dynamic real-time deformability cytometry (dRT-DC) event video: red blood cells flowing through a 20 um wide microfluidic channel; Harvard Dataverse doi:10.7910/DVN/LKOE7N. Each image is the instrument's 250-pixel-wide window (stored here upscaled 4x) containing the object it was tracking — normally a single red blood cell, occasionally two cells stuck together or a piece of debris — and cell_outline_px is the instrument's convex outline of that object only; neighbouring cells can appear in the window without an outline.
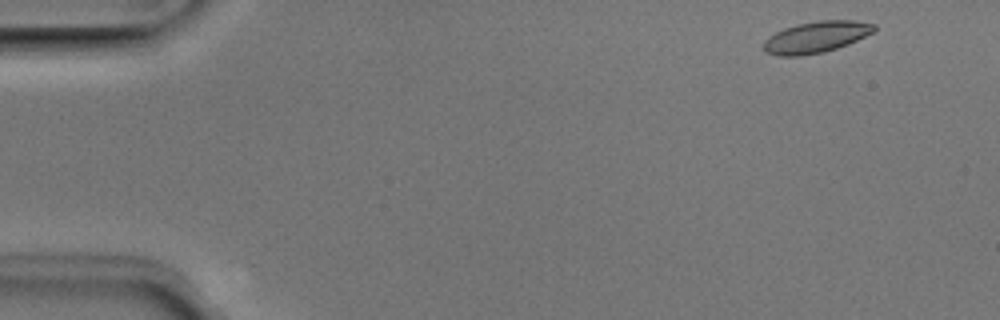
{"species": "Egyptian fruit bat (a non-hibernating species)", "species_latin": "Rousettus aegyptiacus", "temperature_condition": "room temperature", "stored_images_in_passage": 49, "camera_frame_rate_fps": 3000, "um_per_image_px": 0.085, "animal": {"sex": "male"}, "frame": {"image": 1, "passage_image": 2, "time_ms": 0.333, "image_size_px": [1000, 320], "cell_outline_px": [[876, 28], [872, 32], [848, 44], [824, 52], [800, 56], [780, 56], [768, 52], [764, 48], [764, 40], [768, 36], [784, 28], [796, 24], [820, 20], [856, 20], [876, 24]], "centroid_in_image_um": [69.37, 3.14], "position_along_channel_um": 15.6, "area_um2": 20.11}}
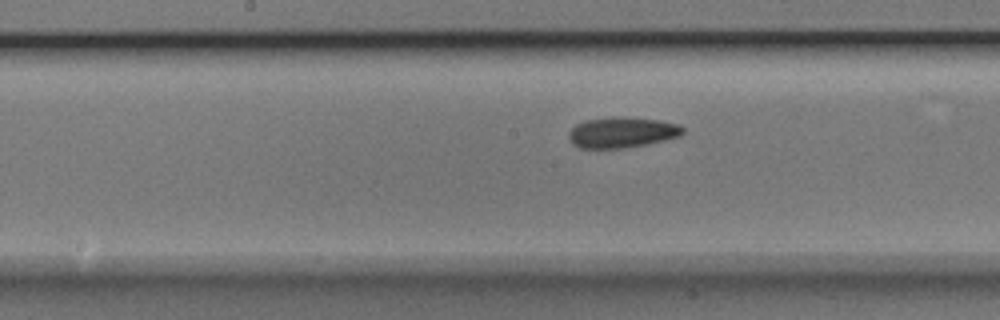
{"frame": {"image": 2, "passage_image": 24, "time_ms": 7.667, "image_size_px": [1000, 320], "cell_outline_px": [[684, 132], [680, 136], [648, 144], [628, 148], [580, 148], [572, 144], [568, 136], [568, 132], [576, 124], [584, 120], [624, 116], [660, 120], [680, 124], [684, 128]], "centroid_in_image_um": [52.88, 11.25], "position_along_channel_um": 195.3, "area_um2": 20.63}}
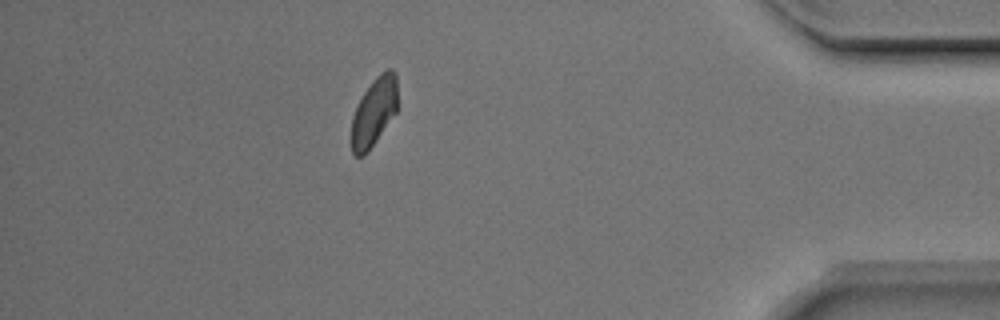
{"frame": {"image": 3, "passage_image": 43, "time_ms": 14.0, "image_size_px": [1000, 320], "cell_outline_px": [[396, 112], [368, 152], [364, 156], [356, 156], [352, 152], [352, 116], [356, 104], [372, 80], [376, 76], [388, 68], [392, 68], [396, 72]], "centroid_in_image_um": [31.77, 9.5], "position_along_channel_um": 403.4, "area_um2": 18.32}, "authors_computed_cell_mechanics": {"area_um2": 19.9988, "velocity_mm_per_s": 3.9708, "shape_relaxation_time_tau1_ms": 3.7346, "shape_relaxation_time_tau2_ms": 3.6432, "deformation_change_tau1": 0.0976, "deformation_change_tau2": 0.0674}}